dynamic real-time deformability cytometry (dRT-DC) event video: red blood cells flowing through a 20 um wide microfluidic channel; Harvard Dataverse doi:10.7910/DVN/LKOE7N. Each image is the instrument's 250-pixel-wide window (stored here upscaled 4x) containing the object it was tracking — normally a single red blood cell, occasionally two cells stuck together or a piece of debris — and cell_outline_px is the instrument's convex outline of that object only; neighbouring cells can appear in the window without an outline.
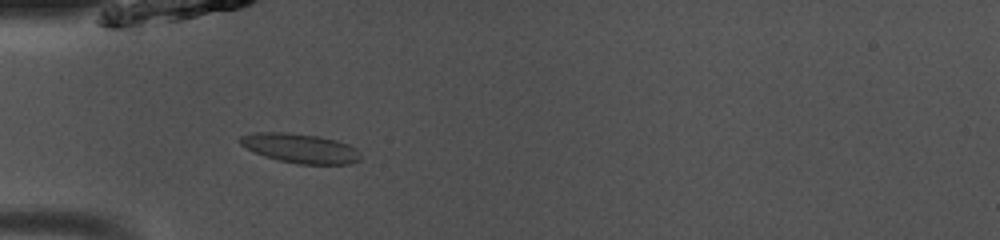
{"species": "common noctule bat (a hibernating species)", "species_latin": "Nyctalus noctula", "temperature_condition": "room temperature", "stored_images_in_passage": 44, "camera_frame_rate_fps": 3000, "um_per_image_px": 0.085, "animal": {"sex": "male", "body_mass_g": 13.0, "forearm_length_mm": 53.1}, "frame": {"image": 1, "passage_image": 10, "time_ms": 3.0, "image_size_px": [1000, 240], "cell_outline_px": [[360, 160], [348, 164], [296, 164], [264, 156], [240, 144], [240, 136], [256, 132], [288, 132], [316, 136], [336, 140], [348, 144], [356, 148], [360, 152]], "centroid_in_image_um": [25.55, 12.6], "position_along_channel_um": 59.5, "area_um2": 20.52}}
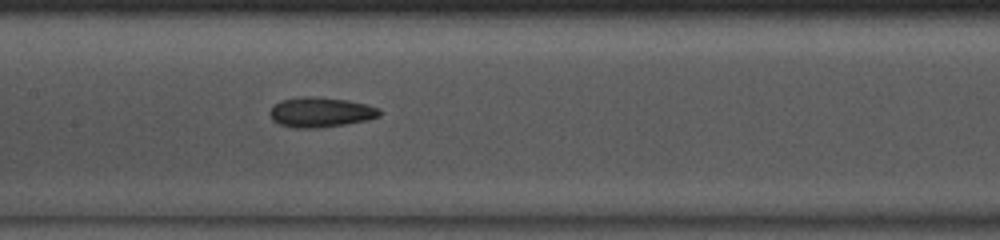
{"frame": {"image": 2, "passage_image": 19, "time_ms": 6.0, "image_size_px": [1000, 240], "cell_outline_px": [[380, 116], [368, 120], [344, 124], [312, 128], [296, 128], [280, 124], [272, 120], [272, 108], [280, 100], [304, 96], [312, 96], [348, 100], [368, 104], [380, 108]], "centroid_in_image_um": [27.31, 9.53], "position_along_channel_um": 180.1, "area_um2": 18.96}}
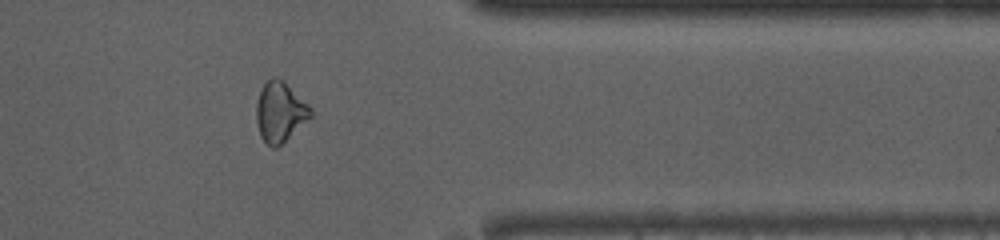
{"frame": {"image": 3, "passage_image": 35, "time_ms": 11.333, "image_size_px": [1000, 240], "cell_outline_px": [[312, 116], [276, 148], [272, 148], [260, 136], [256, 124], [256, 104], [260, 88], [272, 76], [276, 76], [284, 80], [312, 108]], "centroid_in_image_um": [23.78, 9.48], "position_along_channel_um": 387.6, "area_um2": 19.07}, "authors_computed_cell_mechanics": {"area_um2": 19.074, "velocity_mm_per_s": 4.0832, "shape_relaxation_time_tau1_ms": 6.7163, "shape_relaxation_time_tau2_ms": 2.0632, "deformation_change_tau1": 0.1824, "deformation_change_tau2": 0.101}}